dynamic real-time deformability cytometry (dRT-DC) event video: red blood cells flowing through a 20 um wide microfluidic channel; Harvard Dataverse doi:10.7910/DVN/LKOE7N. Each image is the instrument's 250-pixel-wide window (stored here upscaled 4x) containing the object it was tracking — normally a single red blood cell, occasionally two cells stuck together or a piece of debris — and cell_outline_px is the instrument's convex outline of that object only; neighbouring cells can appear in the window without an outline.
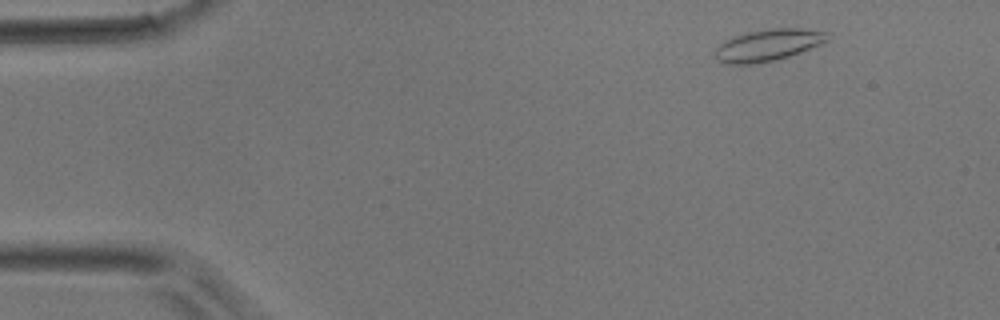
{"species": "common noctule bat (a hibernating species)", "species_latin": "Nyctalus noctula", "temperature_condition": "room temperature", "stored_images_in_passage": 24, "camera_frame_rate_fps": 3000, "um_per_image_px": 0.085, "animal": {"sex": "male", "body_mass_g": 17.9}, "frame": {"image": 1, "passage_image": 3, "time_ms": 0.667, "image_size_px": [1000, 320], "cell_outline_px": [[828, 40], [820, 44], [800, 52], [776, 60], [756, 64], [724, 64], [716, 60], [716, 48], [724, 40], [732, 36], [744, 32], [772, 28], [800, 28], [828, 32]], "centroid_in_image_um": [65.24, 3.83], "position_along_channel_um": 19.8, "area_um2": 20.92}}
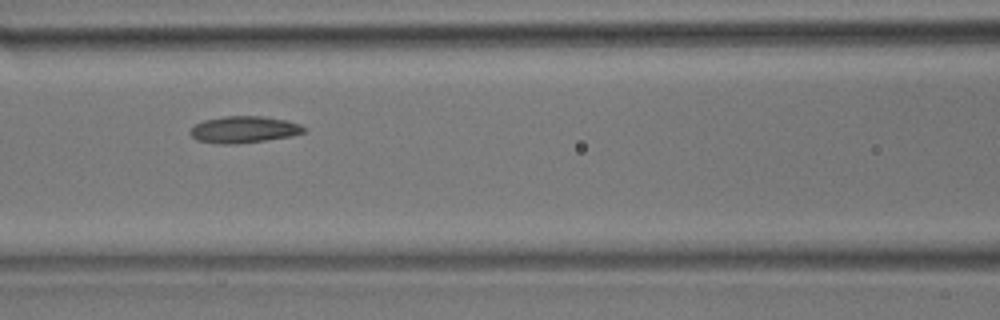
{"frame": {"image": 2, "passage_image": 18, "time_ms": 5.667, "image_size_px": [1000, 320], "cell_outline_px": [[308, 132], [292, 136], [236, 144], [220, 144], [196, 140], [188, 132], [196, 124], [204, 120], [224, 116], [264, 116], [288, 120], [300, 124], [308, 128]], "centroid_in_image_um": [20.79, 11.01], "position_along_channel_um": 145.8, "area_um2": 17.92}}
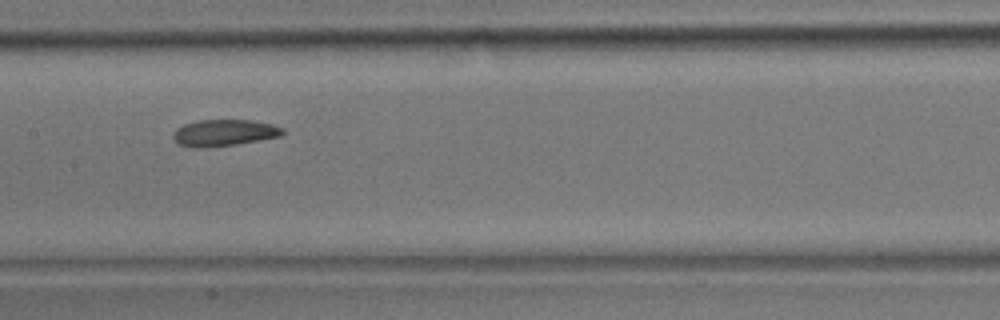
{"frame": {"image": 3, "passage_image": 21, "time_ms": 6.667, "image_size_px": [1000, 320], "cell_outline_px": [[284, 132], [280, 136], [236, 144], [204, 148], [192, 148], [176, 144], [172, 136], [176, 128], [184, 124], [196, 120], [252, 120], [272, 124], [284, 128]], "centroid_in_image_um": [18.99, 11.29], "position_along_channel_um": 188.4, "area_um2": 17.11}}